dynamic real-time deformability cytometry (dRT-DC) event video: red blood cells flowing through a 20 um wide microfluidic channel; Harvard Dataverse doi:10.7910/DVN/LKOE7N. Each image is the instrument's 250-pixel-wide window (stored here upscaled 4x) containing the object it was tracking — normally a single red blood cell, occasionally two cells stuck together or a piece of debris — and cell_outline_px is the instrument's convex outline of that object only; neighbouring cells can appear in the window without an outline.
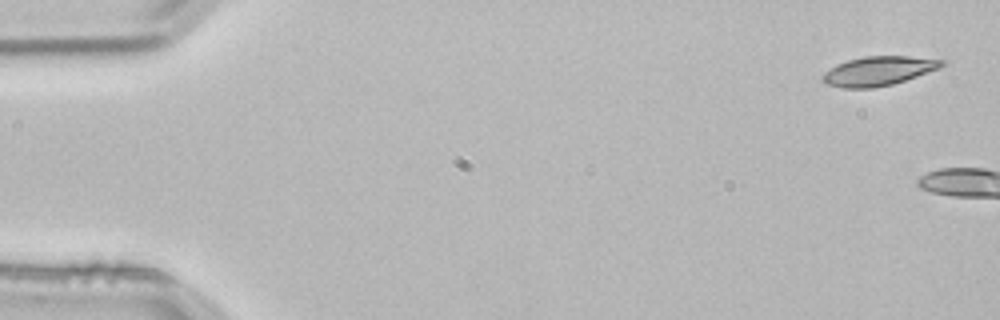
{"species": "common noctule bat (a hibernating species)", "species_latin": "Nyctalus noctula", "temperature_condition": "room temperature", "stored_images_in_passage": 3, "camera_frame_rate_fps": 3000, "um_per_image_px": 0.085, "animal": {"sex": "male", "body_mass_g": 21.5, "forearm_length_mm": 52.0}, "frame": {"image": 1, "passage_image": 1, "time_ms": 0.0, "image_size_px": [1000, 320], "cell_outline_px": [[944, 64], [940, 68], [892, 84], [872, 88], [844, 88], [828, 84], [820, 80], [820, 76], [824, 72], [836, 64], [848, 60], [864, 56], [908, 56], [944, 60]], "centroid_in_image_um": [74.62, 6.03], "position_along_channel_um": 10.4, "area_um2": 20.17}}